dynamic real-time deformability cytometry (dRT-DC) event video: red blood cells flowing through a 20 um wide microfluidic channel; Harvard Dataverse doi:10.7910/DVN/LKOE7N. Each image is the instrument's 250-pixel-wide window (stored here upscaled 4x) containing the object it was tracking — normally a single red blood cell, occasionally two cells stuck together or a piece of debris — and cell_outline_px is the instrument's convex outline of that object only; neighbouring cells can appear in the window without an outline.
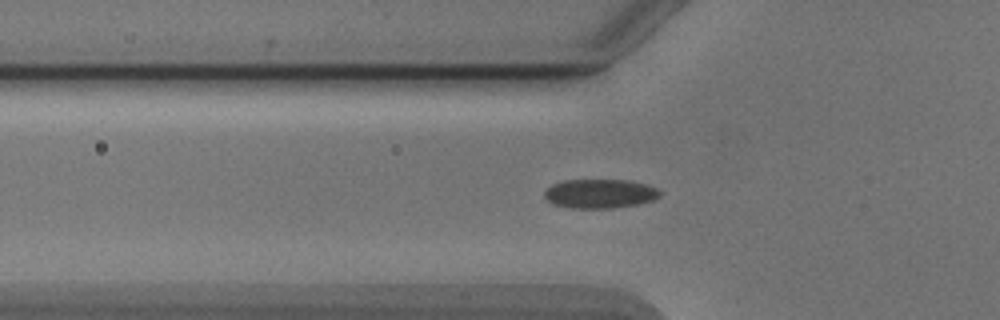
{"species": "Egyptian fruit bat (a non-hibernating species)", "species_latin": "Rousettus aegyptiacus", "temperature_condition": "cold", "stored_images_in_passage": 43, "segment_of_instrument_passage": [1, 2], "camera_frame_rate_fps": 3000, "um_per_image_px": 0.085, "animal": {"sex": "male"}, "frame": {"image": 1, "passage_image": 7, "time_ms": 2.0, "image_size_px": [1000, 320], "cell_outline_px": [[660, 196], [652, 200], [636, 204], [612, 208], [572, 208], [552, 204], [544, 196], [544, 192], [552, 184], [564, 180], [632, 180], [648, 184], [656, 188], [660, 192]], "centroid_in_image_um": [50.99, 16.45], "position_along_channel_um": 74.8, "area_um2": 19.59}}
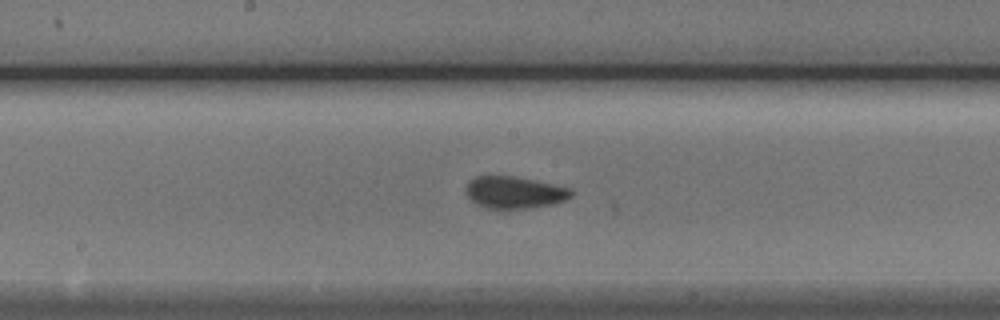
{"frame": {"image": 2, "passage_image": 17, "time_ms": 5.333, "image_size_px": [1000, 320], "cell_outline_px": [[576, 192], [572, 196], [564, 200], [552, 204], [528, 208], [484, 208], [476, 204], [464, 192], [464, 188], [468, 180], [476, 176], [512, 176], [572, 188]], "centroid_in_image_um": [43.7, 16.35], "position_along_channel_um": 204.5, "area_um2": 19.71}}
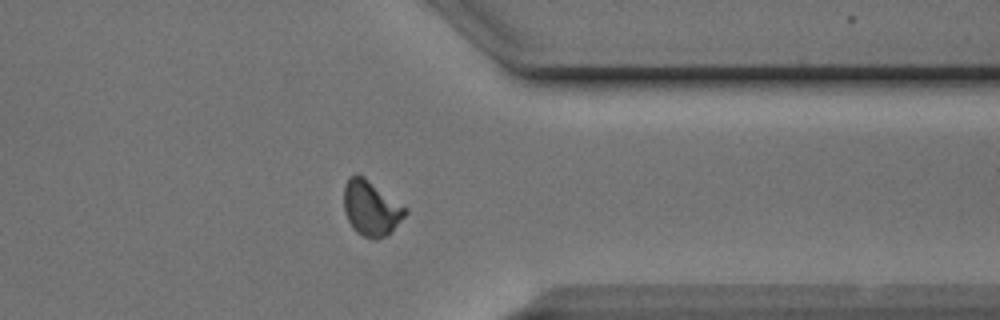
{"frame": {"image": 3, "passage_image": 31, "time_ms": 10.0, "image_size_px": [1000, 320], "cell_outline_px": [[408, 212], [392, 232], [388, 236], [376, 240], [372, 240], [356, 232], [352, 228], [344, 212], [344, 184], [356, 172], [364, 176], [408, 208]], "centroid_in_image_um": [31.56, 17.71], "position_along_channel_um": 379.8, "area_um2": 20.11}}